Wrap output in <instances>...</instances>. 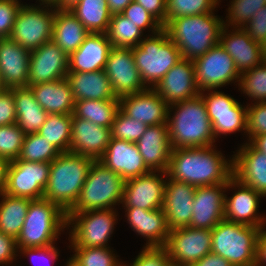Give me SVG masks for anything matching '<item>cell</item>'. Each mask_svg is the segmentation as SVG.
Segmentation results:
<instances>
[{"label": "cell", "instance_id": "obj_1", "mask_svg": "<svg viewBox=\"0 0 266 266\" xmlns=\"http://www.w3.org/2000/svg\"><path fill=\"white\" fill-rule=\"evenodd\" d=\"M231 159H225L215 145L172 149L166 174L196 187L227 184L233 176Z\"/></svg>", "mask_w": 266, "mask_h": 266}, {"label": "cell", "instance_id": "obj_2", "mask_svg": "<svg viewBox=\"0 0 266 266\" xmlns=\"http://www.w3.org/2000/svg\"><path fill=\"white\" fill-rule=\"evenodd\" d=\"M172 111L174 115L170 113ZM167 125L172 149L206 147L216 142L206 105L200 94L170 104Z\"/></svg>", "mask_w": 266, "mask_h": 266}, {"label": "cell", "instance_id": "obj_3", "mask_svg": "<svg viewBox=\"0 0 266 266\" xmlns=\"http://www.w3.org/2000/svg\"><path fill=\"white\" fill-rule=\"evenodd\" d=\"M224 20L214 12L171 19L163 28L181 57L194 60L219 44Z\"/></svg>", "mask_w": 266, "mask_h": 266}, {"label": "cell", "instance_id": "obj_4", "mask_svg": "<svg viewBox=\"0 0 266 266\" xmlns=\"http://www.w3.org/2000/svg\"><path fill=\"white\" fill-rule=\"evenodd\" d=\"M93 161L70 151L60 153L51 162L43 198L67 213L78 200Z\"/></svg>", "mask_w": 266, "mask_h": 266}, {"label": "cell", "instance_id": "obj_5", "mask_svg": "<svg viewBox=\"0 0 266 266\" xmlns=\"http://www.w3.org/2000/svg\"><path fill=\"white\" fill-rule=\"evenodd\" d=\"M65 228L67 229L66 213L57 204L45 198L31 200L23 227L16 239L17 248L56 244L58 236Z\"/></svg>", "mask_w": 266, "mask_h": 266}, {"label": "cell", "instance_id": "obj_6", "mask_svg": "<svg viewBox=\"0 0 266 266\" xmlns=\"http://www.w3.org/2000/svg\"><path fill=\"white\" fill-rule=\"evenodd\" d=\"M132 51L141 80L147 88H154L182 59L180 50L164 28L144 37Z\"/></svg>", "mask_w": 266, "mask_h": 266}, {"label": "cell", "instance_id": "obj_7", "mask_svg": "<svg viewBox=\"0 0 266 266\" xmlns=\"http://www.w3.org/2000/svg\"><path fill=\"white\" fill-rule=\"evenodd\" d=\"M260 228L221 220L212 230L211 252L232 266H256Z\"/></svg>", "mask_w": 266, "mask_h": 266}, {"label": "cell", "instance_id": "obj_8", "mask_svg": "<svg viewBox=\"0 0 266 266\" xmlns=\"http://www.w3.org/2000/svg\"><path fill=\"white\" fill-rule=\"evenodd\" d=\"M125 181L99 160H94L80 195L67 213L113 209L121 204Z\"/></svg>", "mask_w": 266, "mask_h": 266}, {"label": "cell", "instance_id": "obj_9", "mask_svg": "<svg viewBox=\"0 0 266 266\" xmlns=\"http://www.w3.org/2000/svg\"><path fill=\"white\" fill-rule=\"evenodd\" d=\"M117 211L113 209L66 213L71 247H110L108 241L117 224ZM71 226V227H70Z\"/></svg>", "mask_w": 266, "mask_h": 266}, {"label": "cell", "instance_id": "obj_10", "mask_svg": "<svg viewBox=\"0 0 266 266\" xmlns=\"http://www.w3.org/2000/svg\"><path fill=\"white\" fill-rule=\"evenodd\" d=\"M34 5L21 6L10 36L13 41L30 52L42 44L52 41L55 18V8L51 3Z\"/></svg>", "mask_w": 266, "mask_h": 266}, {"label": "cell", "instance_id": "obj_11", "mask_svg": "<svg viewBox=\"0 0 266 266\" xmlns=\"http://www.w3.org/2000/svg\"><path fill=\"white\" fill-rule=\"evenodd\" d=\"M49 162L13 160L8 163L4 193L30 200L41 199L47 187Z\"/></svg>", "mask_w": 266, "mask_h": 266}, {"label": "cell", "instance_id": "obj_12", "mask_svg": "<svg viewBox=\"0 0 266 266\" xmlns=\"http://www.w3.org/2000/svg\"><path fill=\"white\" fill-rule=\"evenodd\" d=\"M195 82L200 91L217 90L230 82H238L240 74L234 60L219 44L193 60Z\"/></svg>", "mask_w": 266, "mask_h": 266}, {"label": "cell", "instance_id": "obj_13", "mask_svg": "<svg viewBox=\"0 0 266 266\" xmlns=\"http://www.w3.org/2000/svg\"><path fill=\"white\" fill-rule=\"evenodd\" d=\"M210 229L179 228L170 231L164 247L171 266H190L211 252Z\"/></svg>", "mask_w": 266, "mask_h": 266}, {"label": "cell", "instance_id": "obj_14", "mask_svg": "<svg viewBox=\"0 0 266 266\" xmlns=\"http://www.w3.org/2000/svg\"><path fill=\"white\" fill-rule=\"evenodd\" d=\"M104 71L118 99L147 89L136 67L132 48L112 47Z\"/></svg>", "mask_w": 266, "mask_h": 266}, {"label": "cell", "instance_id": "obj_15", "mask_svg": "<svg viewBox=\"0 0 266 266\" xmlns=\"http://www.w3.org/2000/svg\"><path fill=\"white\" fill-rule=\"evenodd\" d=\"M166 175L164 171H149L125 181L122 207L145 210L163 208Z\"/></svg>", "mask_w": 266, "mask_h": 266}, {"label": "cell", "instance_id": "obj_16", "mask_svg": "<svg viewBox=\"0 0 266 266\" xmlns=\"http://www.w3.org/2000/svg\"><path fill=\"white\" fill-rule=\"evenodd\" d=\"M230 188L238 190L234 191L232 197H227L225 194L224 219L260 229L265 227L266 216L257 213L260 198L264 196L250 186L241 183L234 176L227 182L226 189L228 190Z\"/></svg>", "mask_w": 266, "mask_h": 266}, {"label": "cell", "instance_id": "obj_17", "mask_svg": "<svg viewBox=\"0 0 266 266\" xmlns=\"http://www.w3.org/2000/svg\"><path fill=\"white\" fill-rule=\"evenodd\" d=\"M69 56L53 41L31 51L28 86L65 79Z\"/></svg>", "mask_w": 266, "mask_h": 266}, {"label": "cell", "instance_id": "obj_18", "mask_svg": "<svg viewBox=\"0 0 266 266\" xmlns=\"http://www.w3.org/2000/svg\"><path fill=\"white\" fill-rule=\"evenodd\" d=\"M227 184L197 186L194 192L193 213L189 227L212 230L224 219Z\"/></svg>", "mask_w": 266, "mask_h": 266}, {"label": "cell", "instance_id": "obj_19", "mask_svg": "<svg viewBox=\"0 0 266 266\" xmlns=\"http://www.w3.org/2000/svg\"><path fill=\"white\" fill-rule=\"evenodd\" d=\"M153 89L168 105L199 95L193 61L182 58Z\"/></svg>", "mask_w": 266, "mask_h": 266}, {"label": "cell", "instance_id": "obj_20", "mask_svg": "<svg viewBox=\"0 0 266 266\" xmlns=\"http://www.w3.org/2000/svg\"><path fill=\"white\" fill-rule=\"evenodd\" d=\"M119 109L147 126L167 124L169 105L153 88L120 98Z\"/></svg>", "mask_w": 266, "mask_h": 266}, {"label": "cell", "instance_id": "obj_21", "mask_svg": "<svg viewBox=\"0 0 266 266\" xmlns=\"http://www.w3.org/2000/svg\"><path fill=\"white\" fill-rule=\"evenodd\" d=\"M111 140V128L94 124L72 114L70 152L99 160Z\"/></svg>", "mask_w": 266, "mask_h": 266}, {"label": "cell", "instance_id": "obj_22", "mask_svg": "<svg viewBox=\"0 0 266 266\" xmlns=\"http://www.w3.org/2000/svg\"><path fill=\"white\" fill-rule=\"evenodd\" d=\"M227 30L228 27L224 26L219 43L234 60L239 74L258 66L266 59L263 46L252 40L242 28Z\"/></svg>", "mask_w": 266, "mask_h": 266}, {"label": "cell", "instance_id": "obj_23", "mask_svg": "<svg viewBox=\"0 0 266 266\" xmlns=\"http://www.w3.org/2000/svg\"><path fill=\"white\" fill-rule=\"evenodd\" d=\"M163 210L170 231L188 227L193 213L196 186L166 178Z\"/></svg>", "mask_w": 266, "mask_h": 266}, {"label": "cell", "instance_id": "obj_24", "mask_svg": "<svg viewBox=\"0 0 266 266\" xmlns=\"http://www.w3.org/2000/svg\"><path fill=\"white\" fill-rule=\"evenodd\" d=\"M99 161L113 172L119 174L124 181L150 171L145 165L135 143L115 138H111L106 151Z\"/></svg>", "mask_w": 266, "mask_h": 266}, {"label": "cell", "instance_id": "obj_25", "mask_svg": "<svg viewBox=\"0 0 266 266\" xmlns=\"http://www.w3.org/2000/svg\"><path fill=\"white\" fill-rule=\"evenodd\" d=\"M233 157V176L266 197V154L244 143Z\"/></svg>", "mask_w": 266, "mask_h": 266}, {"label": "cell", "instance_id": "obj_26", "mask_svg": "<svg viewBox=\"0 0 266 266\" xmlns=\"http://www.w3.org/2000/svg\"><path fill=\"white\" fill-rule=\"evenodd\" d=\"M30 55L11 38L0 39V75L6 88L28 86Z\"/></svg>", "mask_w": 266, "mask_h": 266}, {"label": "cell", "instance_id": "obj_27", "mask_svg": "<svg viewBox=\"0 0 266 266\" xmlns=\"http://www.w3.org/2000/svg\"><path fill=\"white\" fill-rule=\"evenodd\" d=\"M135 144L150 171H167L172 151L167 124L148 126Z\"/></svg>", "mask_w": 266, "mask_h": 266}, {"label": "cell", "instance_id": "obj_28", "mask_svg": "<svg viewBox=\"0 0 266 266\" xmlns=\"http://www.w3.org/2000/svg\"><path fill=\"white\" fill-rule=\"evenodd\" d=\"M111 48L106 33H89L80 47L69 56L68 72L104 70Z\"/></svg>", "mask_w": 266, "mask_h": 266}, {"label": "cell", "instance_id": "obj_29", "mask_svg": "<svg viewBox=\"0 0 266 266\" xmlns=\"http://www.w3.org/2000/svg\"><path fill=\"white\" fill-rule=\"evenodd\" d=\"M123 209H125L127 222L133 231L147 239L145 246H164L166 244L170 229L163 208L153 210Z\"/></svg>", "mask_w": 266, "mask_h": 266}, {"label": "cell", "instance_id": "obj_30", "mask_svg": "<svg viewBox=\"0 0 266 266\" xmlns=\"http://www.w3.org/2000/svg\"><path fill=\"white\" fill-rule=\"evenodd\" d=\"M66 80L75 101L118 99L104 70L68 72Z\"/></svg>", "mask_w": 266, "mask_h": 266}, {"label": "cell", "instance_id": "obj_31", "mask_svg": "<svg viewBox=\"0 0 266 266\" xmlns=\"http://www.w3.org/2000/svg\"><path fill=\"white\" fill-rule=\"evenodd\" d=\"M28 87L33 91L38 104L48 114H73L75 100L66 78Z\"/></svg>", "mask_w": 266, "mask_h": 266}, {"label": "cell", "instance_id": "obj_32", "mask_svg": "<svg viewBox=\"0 0 266 266\" xmlns=\"http://www.w3.org/2000/svg\"><path fill=\"white\" fill-rule=\"evenodd\" d=\"M16 108V124L25 135L37 133L48 113L38 104L30 87L12 88Z\"/></svg>", "mask_w": 266, "mask_h": 266}, {"label": "cell", "instance_id": "obj_33", "mask_svg": "<svg viewBox=\"0 0 266 266\" xmlns=\"http://www.w3.org/2000/svg\"><path fill=\"white\" fill-rule=\"evenodd\" d=\"M89 33L70 10L55 9L52 41L68 56L80 47Z\"/></svg>", "mask_w": 266, "mask_h": 266}, {"label": "cell", "instance_id": "obj_34", "mask_svg": "<svg viewBox=\"0 0 266 266\" xmlns=\"http://www.w3.org/2000/svg\"><path fill=\"white\" fill-rule=\"evenodd\" d=\"M2 196V198H1ZM0 232L17 239L27 215L30 199L0 194Z\"/></svg>", "mask_w": 266, "mask_h": 266}, {"label": "cell", "instance_id": "obj_35", "mask_svg": "<svg viewBox=\"0 0 266 266\" xmlns=\"http://www.w3.org/2000/svg\"><path fill=\"white\" fill-rule=\"evenodd\" d=\"M90 33H106L112 14L107 0H81L70 10Z\"/></svg>", "mask_w": 266, "mask_h": 266}, {"label": "cell", "instance_id": "obj_36", "mask_svg": "<svg viewBox=\"0 0 266 266\" xmlns=\"http://www.w3.org/2000/svg\"><path fill=\"white\" fill-rule=\"evenodd\" d=\"M119 109V99L78 100L75 101L73 114L94 124L111 128Z\"/></svg>", "mask_w": 266, "mask_h": 266}, {"label": "cell", "instance_id": "obj_37", "mask_svg": "<svg viewBox=\"0 0 266 266\" xmlns=\"http://www.w3.org/2000/svg\"><path fill=\"white\" fill-rule=\"evenodd\" d=\"M71 124L70 114H49L37 133L61 153L68 152L71 144Z\"/></svg>", "mask_w": 266, "mask_h": 266}, {"label": "cell", "instance_id": "obj_38", "mask_svg": "<svg viewBox=\"0 0 266 266\" xmlns=\"http://www.w3.org/2000/svg\"><path fill=\"white\" fill-rule=\"evenodd\" d=\"M144 32L122 14L112 15L106 32L112 47L134 48L143 40Z\"/></svg>", "mask_w": 266, "mask_h": 266}, {"label": "cell", "instance_id": "obj_39", "mask_svg": "<svg viewBox=\"0 0 266 266\" xmlns=\"http://www.w3.org/2000/svg\"><path fill=\"white\" fill-rule=\"evenodd\" d=\"M61 152L38 133L25 135L20 155L16 160L51 163Z\"/></svg>", "mask_w": 266, "mask_h": 266}, {"label": "cell", "instance_id": "obj_40", "mask_svg": "<svg viewBox=\"0 0 266 266\" xmlns=\"http://www.w3.org/2000/svg\"><path fill=\"white\" fill-rule=\"evenodd\" d=\"M74 254L69 259L77 266H123L110 247H70Z\"/></svg>", "mask_w": 266, "mask_h": 266}, {"label": "cell", "instance_id": "obj_41", "mask_svg": "<svg viewBox=\"0 0 266 266\" xmlns=\"http://www.w3.org/2000/svg\"><path fill=\"white\" fill-rule=\"evenodd\" d=\"M200 91L205 105L207 114L210 120H215V115L224 114H247V106H242L232 96L223 93L222 91L206 90Z\"/></svg>", "mask_w": 266, "mask_h": 266}, {"label": "cell", "instance_id": "obj_42", "mask_svg": "<svg viewBox=\"0 0 266 266\" xmlns=\"http://www.w3.org/2000/svg\"><path fill=\"white\" fill-rule=\"evenodd\" d=\"M239 91L255 100V103L266 102V59L254 68L240 74Z\"/></svg>", "mask_w": 266, "mask_h": 266}, {"label": "cell", "instance_id": "obj_43", "mask_svg": "<svg viewBox=\"0 0 266 266\" xmlns=\"http://www.w3.org/2000/svg\"><path fill=\"white\" fill-rule=\"evenodd\" d=\"M218 5L217 0H167L166 24L177 17L214 12Z\"/></svg>", "mask_w": 266, "mask_h": 266}, {"label": "cell", "instance_id": "obj_44", "mask_svg": "<svg viewBox=\"0 0 266 266\" xmlns=\"http://www.w3.org/2000/svg\"><path fill=\"white\" fill-rule=\"evenodd\" d=\"M266 6L264 0H232L228 7L227 19L224 26L231 28H242L253 17L254 13Z\"/></svg>", "mask_w": 266, "mask_h": 266}, {"label": "cell", "instance_id": "obj_45", "mask_svg": "<svg viewBox=\"0 0 266 266\" xmlns=\"http://www.w3.org/2000/svg\"><path fill=\"white\" fill-rule=\"evenodd\" d=\"M147 127L144 123L125 115L118 109L111 126V138L136 143Z\"/></svg>", "mask_w": 266, "mask_h": 266}, {"label": "cell", "instance_id": "obj_46", "mask_svg": "<svg viewBox=\"0 0 266 266\" xmlns=\"http://www.w3.org/2000/svg\"><path fill=\"white\" fill-rule=\"evenodd\" d=\"M24 138L17 124L0 126V157L8 162L18 159Z\"/></svg>", "mask_w": 266, "mask_h": 266}, {"label": "cell", "instance_id": "obj_47", "mask_svg": "<svg viewBox=\"0 0 266 266\" xmlns=\"http://www.w3.org/2000/svg\"><path fill=\"white\" fill-rule=\"evenodd\" d=\"M121 14L132 21L142 31L150 28L151 34H155L163 28V25L154 16L135 1H132Z\"/></svg>", "mask_w": 266, "mask_h": 266}, {"label": "cell", "instance_id": "obj_48", "mask_svg": "<svg viewBox=\"0 0 266 266\" xmlns=\"http://www.w3.org/2000/svg\"><path fill=\"white\" fill-rule=\"evenodd\" d=\"M247 114L215 115V120H210L215 139L218 136L243 131L246 133Z\"/></svg>", "mask_w": 266, "mask_h": 266}, {"label": "cell", "instance_id": "obj_49", "mask_svg": "<svg viewBox=\"0 0 266 266\" xmlns=\"http://www.w3.org/2000/svg\"><path fill=\"white\" fill-rule=\"evenodd\" d=\"M123 266H171V262L164 246H144L133 263Z\"/></svg>", "mask_w": 266, "mask_h": 266}, {"label": "cell", "instance_id": "obj_50", "mask_svg": "<svg viewBox=\"0 0 266 266\" xmlns=\"http://www.w3.org/2000/svg\"><path fill=\"white\" fill-rule=\"evenodd\" d=\"M266 133V102L247 105L246 134L248 142L257 135ZM249 134V135H248Z\"/></svg>", "mask_w": 266, "mask_h": 266}, {"label": "cell", "instance_id": "obj_51", "mask_svg": "<svg viewBox=\"0 0 266 266\" xmlns=\"http://www.w3.org/2000/svg\"><path fill=\"white\" fill-rule=\"evenodd\" d=\"M22 5L19 0H0V39L10 38L16 15Z\"/></svg>", "mask_w": 266, "mask_h": 266}, {"label": "cell", "instance_id": "obj_52", "mask_svg": "<svg viewBox=\"0 0 266 266\" xmlns=\"http://www.w3.org/2000/svg\"><path fill=\"white\" fill-rule=\"evenodd\" d=\"M242 29L249 37L262 46L266 42V6L253 14V17Z\"/></svg>", "mask_w": 266, "mask_h": 266}, {"label": "cell", "instance_id": "obj_53", "mask_svg": "<svg viewBox=\"0 0 266 266\" xmlns=\"http://www.w3.org/2000/svg\"><path fill=\"white\" fill-rule=\"evenodd\" d=\"M16 108L12 88L0 93V126L16 124Z\"/></svg>", "mask_w": 266, "mask_h": 266}, {"label": "cell", "instance_id": "obj_54", "mask_svg": "<svg viewBox=\"0 0 266 266\" xmlns=\"http://www.w3.org/2000/svg\"><path fill=\"white\" fill-rule=\"evenodd\" d=\"M17 252L16 239L0 232V265L12 264L16 260L15 258L19 256L16 254Z\"/></svg>", "mask_w": 266, "mask_h": 266}, {"label": "cell", "instance_id": "obj_55", "mask_svg": "<svg viewBox=\"0 0 266 266\" xmlns=\"http://www.w3.org/2000/svg\"><path fill=\"white\" fill-rule=\"evenodd\" d=\"M154 16L163 27L166 25L167 0H134Z\"/></svg>", "mask_w": 266, "mask_h": 266}, {"label": "cell", "instance_id": "obj_56", "mask_svg": "<svg viewBox=\"0 0 266 266\" xmlns=\"http://www.w3.org/2000/svg\"><path fill=\"white\" fill-rule=\"evenodd\" d=\"M19 252L25 255L26 257L31 256V257H35L36 259L38 256V258L40 257V259L42 258V260H45V261L46 259L50 260L52 261V263L53 262L55 263V261L58 259V256L60 255L58 252V249L55 247L54 244L47 246V247L22 248V249H18V253ZM31 259H34V258H31Z\"/></svg>", "mask_w": 266, "mask_h": 266}, {"label": "cell", "instance_id": "obj_57", "mask_svg": "<svg viewBox=\"0 0 266 266\" xmlns=\"http://www.w3.org/2000/svg\"><path fill=\"white\" fill-rule=\"evenodd\" d=\"M190 266H232L227 259H224L218 254L210 252L205 255L202 259L193 263Z\"/></svg>", "mask_w": 266, "mask_h": 266}, {"label": "cell", "instance_id": "obj_58", "mask_svg": "<svg viewBox=\"0 0 266 266\" xmlns=\"http://www.w3.org/2000/svg\"><path fill=\"white\" fill-rule=\"evenodd\" d=\"M261 228L257 241L256 266L266 265V230Z\"/></svg>", "mask_w": 266, "mask_h": 266}, {"label": "cell", "instance_id": "obj_59", "mask_svg": "<svg viewBox=\"0 0 266 266\" xmlns=\"http://www.w3.org/2000/svg\"><path fill=\"white\" fill-rule=\"evenodd\" d=\"M134 0H107L109 11L112 15L121 14L123 10Z\"/></svg>", "mask_w": 266, "mask_h": 266}, {"label": "cell", "instance_id": "obj_60", "mask_svg": "<svg viewBox=\"0 0 266 266\" xmlns=\"http://www.w3.org/2000/svg\"><path fill=\"white\" fill-rule=\"evenodd\" d=\"M249 143L258 151L266 154V133L254 136Z\"/></svg>", "mask_w": 266, "mask_h": 266}, {"label": "cell", "instance_id": "obj_61", "mask_svg": "<svg viewBox=\"0 0 266 266\" xmlns=\"http://www.w3.org/2000/svg\"><path fill=\"white\" fill-rule=\"evenodd\" d=\"M81 0H54L51 5L58 10H71Z\"/></svg>", "mask_w": 266, "mask_h": 266}, {"label": "cell", "instance_id": "obj_62", "mask_svg": "<svg viewBox=\"0 0 266 266\" xmlns=\"http://www.w3.org/2000/svg\"><path fill=\"white\" fill-rule=\"evenodd\" d=\"M8 161L2 157H0V194L4 191L6 184V172Z\"/></svg>", "mask_w": 266, "mask_h": 266}, {"label": "cell", "instance_id": "obj_63", "mask_svg": "<svg viewBox=\"0 0 266 266\" xmlns=\"http://www.w3.org/2000/svg\"><path fill=\"white\" fill-rule=\"evenodd\" d=\"M6 89H7V88H6V86L4 85L3 80H2V77H1V75H0V93L3 92V91H5Z\"/></svg>", "mask_w": 266, "mask_h": 266}, {"label": "cell", "instance_id": "obj_64", "mask_svg": "<svg viewBox=\"0 0 266 266\" xmlns=\"http://www.w3.org/2000/svg\"><path fill=\"white\" fill-rule=\"evenodd\" d=\"M65 266H77V265H75V264L69 259V260H67V263H66Z\"/></svg>", "mask_w": 266, "mask_h": 266}, {"label": "cell", "instance_id": "obj_65", "mask_svg": "<svg viewBox=\"0 0 266 266\" xmlns=\"http://www.w3.org/2000/svg\"><path fill=\"white\" fill-rule=\"evenodd\" d=\"M53 1L54 0H39L40 3H52Z\"/></svg>", "mask_w": 266, "mask_h": 266}, {"label": "cell", "instance_id": "obj_66", "mask_svg": "<svg viewBox=\"0 0 266 266\" xmlns=\"http://www.w3.org/2000/svg\"><path fill=\"white\" fill-rule=\"evenodd\" d=\"M264 55L266 57V42L263 44Z\"/></svg>", "mask_w": 266, "mask_h": 266}]
</instances>
